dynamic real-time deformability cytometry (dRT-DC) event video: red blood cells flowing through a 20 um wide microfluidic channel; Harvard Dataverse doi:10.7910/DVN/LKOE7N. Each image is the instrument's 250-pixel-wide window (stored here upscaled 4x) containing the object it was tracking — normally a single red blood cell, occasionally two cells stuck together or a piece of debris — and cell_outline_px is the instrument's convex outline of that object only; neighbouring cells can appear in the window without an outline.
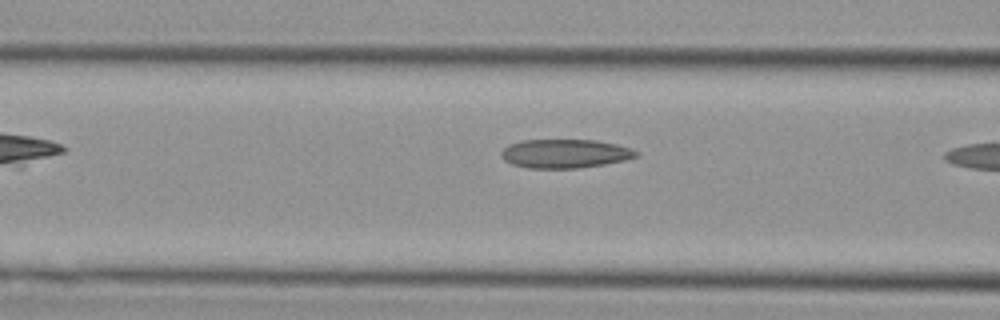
{"species": "Egyptian fruit bat (a non-hibernating species)", "species_latin": "Rousettus aegyptiacus", "temperature_condition": "cold", "stored_images_in_passage": 6, "camera_frame_rate_fps": 3000, "um_per_image_px": 0.085, "animal": {"sex": "female"}, "frame": {"image": 1, "passage_image": 4, "time_ms": 1.0, "image_size_px": [1000, 320], "cell_outline_px": [[640, 156], [624, 160], [604, 164], [576, 168], [528, 168], [512, 164], [504, 160], [500, 152], [508, 144], [524, 140], [596, 140], [616, 144], [632, 148], [640, 152]], "centroid_in_image_um": [48.05, 13.05], "position_along_channel_um": 118.6, "area_um2": 22.72}}